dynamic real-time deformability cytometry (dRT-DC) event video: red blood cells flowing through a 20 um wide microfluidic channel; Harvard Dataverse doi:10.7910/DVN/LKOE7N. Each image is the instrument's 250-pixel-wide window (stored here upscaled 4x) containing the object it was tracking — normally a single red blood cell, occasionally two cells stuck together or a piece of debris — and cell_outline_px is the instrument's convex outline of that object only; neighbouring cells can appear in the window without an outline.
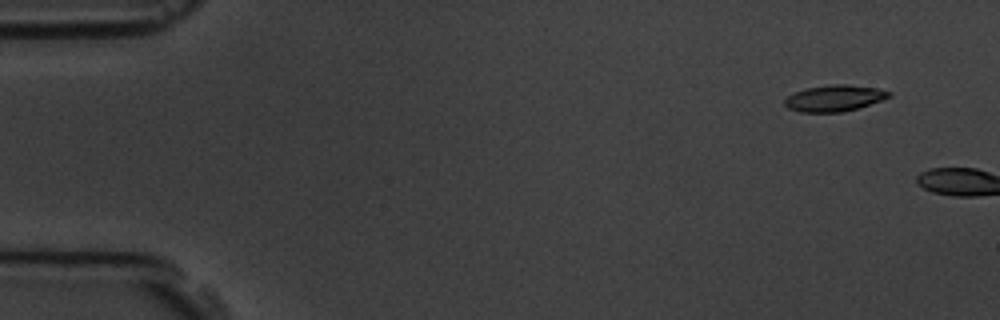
{"species": "common noctule bat (a hibernating species)", "species_latin": "Nyctalus noctula", "temperature_condition": "room temperature", "stored_images_in_passage": 2, "camera_frame_rate_fps": 3000, "um_per_image_px": 0.085, "animal": {"sex": "male", "body_mass_g": 19.5, "forearm_length_mm": 54.6}, "frame": {"image": 1, "passage_image": 1, "time_ms": 0.0, "image_size_px": [1000, 320], "cell_outline_px": [[892, 96], [884, 100], [856, 108], [840, 112], [800, 112], [788, 108], [784, 104], [784, 100], [788, 96], [804, 88], [832, 84], [844, 84], [876, 88], [892, 92]], "centroid_in_image_um": [70.93, 8.34], "position_along_channel_um": 14.1, "area_um2": 15.95}}